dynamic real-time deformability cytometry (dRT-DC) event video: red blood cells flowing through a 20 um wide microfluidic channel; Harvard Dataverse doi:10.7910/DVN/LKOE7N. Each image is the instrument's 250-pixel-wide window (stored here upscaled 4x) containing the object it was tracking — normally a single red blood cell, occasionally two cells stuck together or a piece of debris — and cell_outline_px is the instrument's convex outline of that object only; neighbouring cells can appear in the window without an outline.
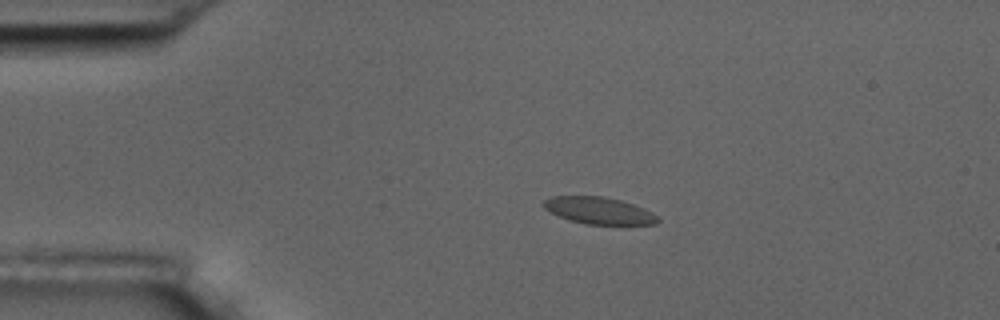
{"species": "common noctule bat (a hibernating species)", "species_latin": "Nyctalus noctula", "temperature_condition": "room temperature", "stored_images_in_passage": 6, "camera_frame_rate_fps": 3000, "um_per_image_px": 0.085, "animal": {"sex": "male", "body_mass_g": 17.5, "forearm_length_mm": 52.3}, "frame": {"image": 1, "passage_image": 4, "time_ms": 3.333, "image_size_px": [1000, 320], "cell_outline_px": [[660, 220], [656, 224], [584, 224], [568, 220], [544, 208], [540, 204], [544, 200], [552, 196], [604, 196], [620, 200], [644, 208], [652, 212]], "centroid_in_image_um": [50.88, 17.89], "position_along_channel_um": 34.1, "area_um2": 17.86}}
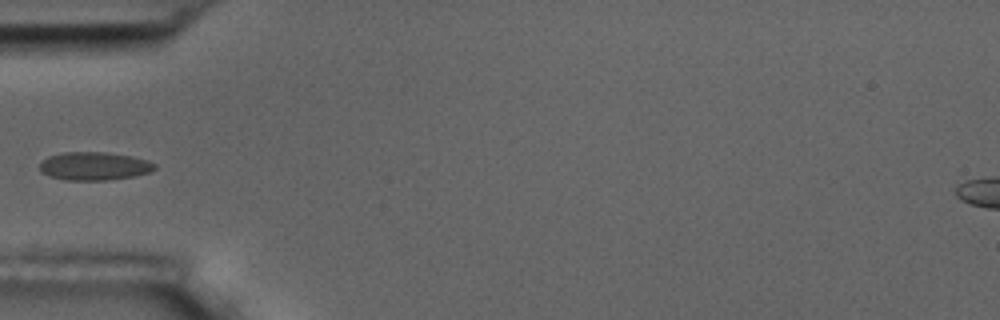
{"frame": {"image": 2, "passage_image": 6, "time_ms": 5.667, "image_size_px": [1000, 320], "cell_outline_px": [[156, 168], [148, 172], [132, 176], [104, 180], [64, 180], [40, 172], [40, 164], [48, 156], [64, 152], [108, 152], [132, 156], [148, 160], [156, 164]], "centroid_in_image_um": [8.01, 14.1], "position_along_channel_um": 77.0, "area_um2": 18.79}}